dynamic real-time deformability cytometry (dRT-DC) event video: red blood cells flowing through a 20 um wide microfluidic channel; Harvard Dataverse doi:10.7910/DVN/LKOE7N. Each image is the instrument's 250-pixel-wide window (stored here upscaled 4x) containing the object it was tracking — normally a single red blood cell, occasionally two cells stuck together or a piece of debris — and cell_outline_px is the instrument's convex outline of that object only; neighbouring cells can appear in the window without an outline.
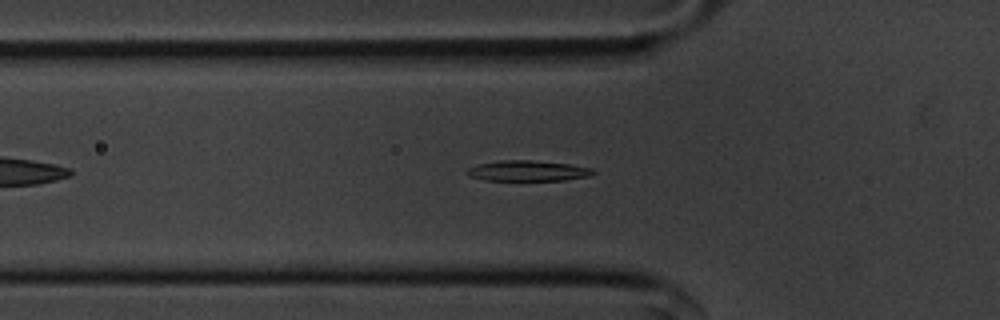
{"species": "common noctule bat (a hibernating species)", "species_latin": "Nyctalus noctula", "temperature_condition": "cold", "stored_images_in_passage": 48, "camera_frame_rate_fps": 3000, "um_per_image_px": 0.085, "animal": {"sex": "male", "body_mass_g": 20.1, "forearm_length_mm": 53.5}, "frame": {"image": 1, "passage_image": 10, "time_ms": 3.0, "image_size_px": [1000, 320], "cell_outline_px": [[596, 172], [588, 176], [564, 180], [484, 180], [468, 176], [468, 168], [476, 164], [500, 160], [532, 160], [568, 164], [592, 168]], "centroid_in_image_um": [44.83, 14.51], "position_along_channel_um": 81.0, "area_um2": 15.03}}
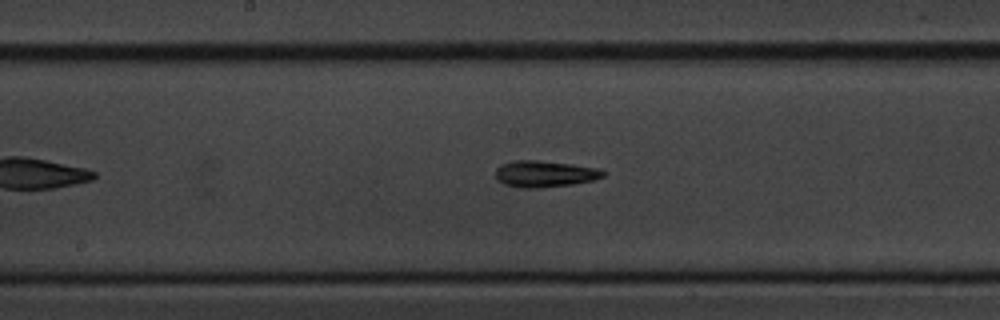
{"frame": {"image": 2, "passage_image": 20, "time_ms": 6.333, "image_size_px": [1000, 320], "cell_outline_px": [[604, 176], [592, 180], [572, 184], [536, 188], [520, 188], [504, 184], [496, 180], [496, 168], [500, 164], [516, 160], [536, 160], [572, 164], [596, 168], [604, 172]], "centroid_in_image_um": [46.23, 14.78], "position_along_channel_um": 202.0, "area_um2": 16.47}}
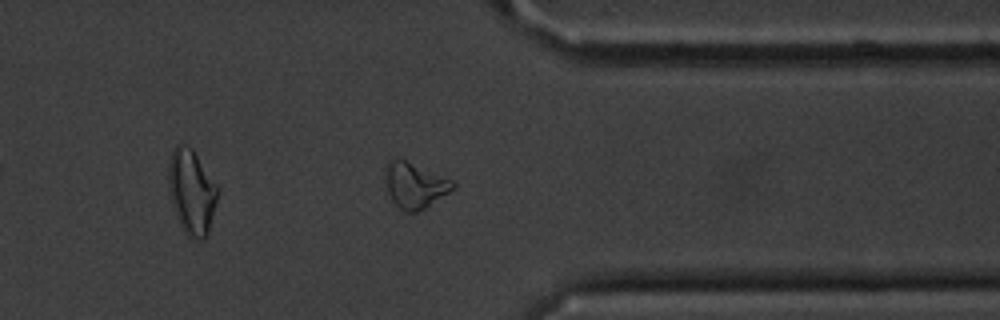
{"frame": {"image": 3, "passage_image": 35, "time_ms": 11.333, "image_size_px": [1000, 320], "cell_outline_px": [[456, 188], [424, 208], [416, 212], [408, 212], [400, 208], [392, 200], [388, 192], [384, 168], [384, 164], [392, 156], [404, 160], [456, 180]], "centroid_in_image_um": [35.27, 15.7], "position_along_channel_um": 376.1, "area_um2": 18.15}, "authors_computed_cell_mechanics": {"area_um2": 16.0684, "velocity_mm_per_s": 3.5958, "shape_relaxation_time_tau1_ms": 1.7155, "shape_relaxation_time_tau2_ms": null, "deformation_change_tau1": 0.1114, "deformation_change_tau2": null}}